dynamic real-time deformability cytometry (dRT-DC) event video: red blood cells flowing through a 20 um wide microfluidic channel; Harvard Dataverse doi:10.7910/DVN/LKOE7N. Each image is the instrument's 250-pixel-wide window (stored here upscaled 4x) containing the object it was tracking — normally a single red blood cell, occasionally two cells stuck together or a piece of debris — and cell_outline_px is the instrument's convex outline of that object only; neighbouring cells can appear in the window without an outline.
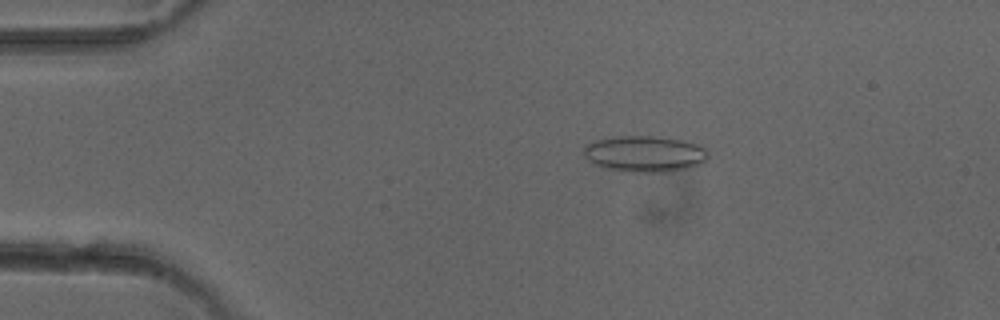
{"species": "common noctule bat (a hibernating species)", "species_latin": "Nyctalus noctula", "temperature_condition": "cold", "stored_images_in_passage": 51, "camera_frame_rate_fps": 3000, "um_per_image_px": 0.085, "animal": {"sex": "female"}, "frame": {"image": 1, "passage_image": 10, "time_ms": 3.0, "image_size_px": [1000, 320], "cell_outline_px": [[708, 160], [700, 164], [688, 168], [668, 172], [636, 172], [600, 168], [588, 160], [584, 156], [584, 144], [596, 140], [620, 136], [652, 136], [680, 140], [696, 144], [708, 148]], "centroid_in_image_um": [54.8, 13.09], "position_along_channel_um": 30.2, "area_um2": 26.41}}
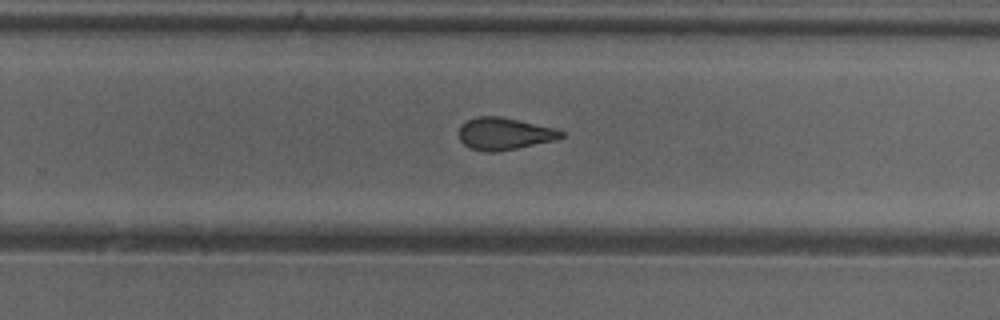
{"frame": {"image": 2, "passage_image": 33, "time_ms": 10.667, "image_size_px": [1000, 320], "cell_outline_px": [[564, 136], [556, 140], [500, 152], [488, 152], [472, 148], [464, 144], [460, 140], [460, 128], [468, 120], [476, 116], [500, 116], [556, 128], [564, 132]], "centroid_in_image_um": [42.92, 11.37], "position_along_channel_um": 286.9, "area_um2": 19.13}}
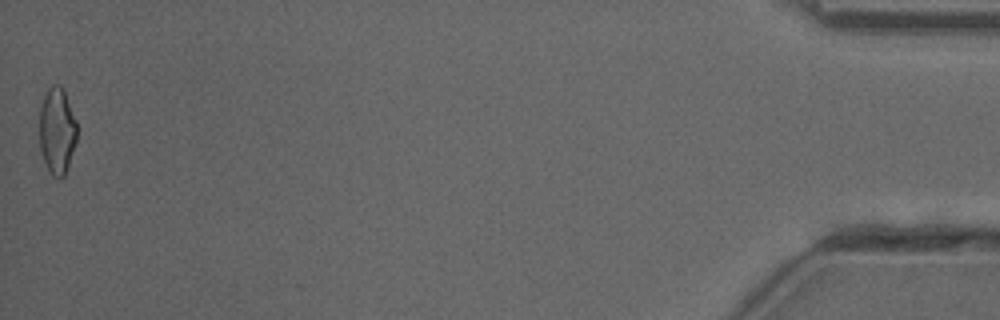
{"frame": {"image": 3, "passage_image": 51, "time_ms": 16.667, "image_size_px": [1000, 320], "cell_outline_px": [[76, 140], [64, 176], [60, 180], [52, 176], [40, 152], [40, 108], [44, 96], [48, 88], [52, 84], [60, 84], [64, 92], [76, 120]], "centroid_in_image_um": [4.83, 11.12], "position_along_channel_um": 430.4, "area_um2": 18.67}, "authors_computed_cell_mechanics": {"area_um2": 19.941, "velocity_mm_per_s": 4.0606, "shape_relaxation_time_tau1_ms": 5.768, "shape_relaxation_time_tau2_ms": 1.623, "deformation_change_tau1": 0.1215, "deformation_change_tau2": 0.0792}}